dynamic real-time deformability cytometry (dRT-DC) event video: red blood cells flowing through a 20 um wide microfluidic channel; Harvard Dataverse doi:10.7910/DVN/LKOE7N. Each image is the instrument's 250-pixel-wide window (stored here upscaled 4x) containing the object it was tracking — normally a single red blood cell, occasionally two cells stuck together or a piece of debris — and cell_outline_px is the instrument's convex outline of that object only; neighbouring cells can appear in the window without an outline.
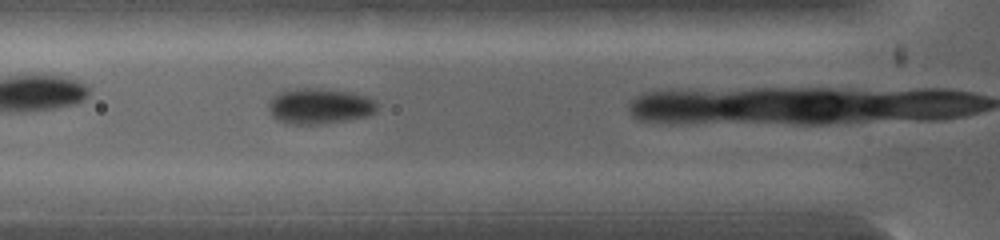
{"species": "common noctule bat (a hibernating species)", "species_latin": "Nyctalus noctula", "temperature_condition": "warm", "stored_images_in_passage": 5, "camera_frame_rate_fps": 5000, "um_per_image_px": 0.085, "animal": {"sex": "female", "body_mass_g": 19.0, "forearm_length_mm": 53.3}, "frame": {"image": 1, "passage_image": 3, "time_ms": 0.6, "image_size_px": [1000, 240], "cell_outline_px": [[376, 112], [368, 116], [348, 120], [320, 124], [292, 124], [276, 120], [272, 116], [268, 108], [268, 100], [272, 96], [280, 92], [296, 88], [312, 88], [352, 92], [368, 96], [376, 100]], "centroid_in_image_um": [27.15, 9.02], "position_along_channel_um": 98.6, "area_um2": 22.77}}